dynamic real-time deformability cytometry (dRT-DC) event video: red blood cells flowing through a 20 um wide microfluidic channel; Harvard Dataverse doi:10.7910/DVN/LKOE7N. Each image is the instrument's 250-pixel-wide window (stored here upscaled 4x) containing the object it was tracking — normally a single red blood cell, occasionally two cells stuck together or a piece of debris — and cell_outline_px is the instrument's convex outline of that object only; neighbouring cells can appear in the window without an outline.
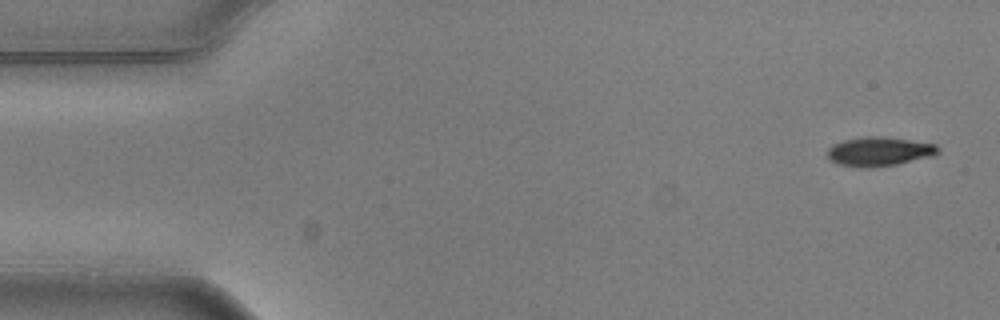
{"species": "common noctule bat (a hibernating species)", "species_latin": "Nyctalus noctula", "temperature_condition": "warm", "stored_images_in_passage": 2, "camera_frame_rate_fps": 3000, "um_per_image_px": 0.085, "animal": {"sex": "male", "body_mass_g": 20.5, "forearm_length_mm": 52.5}, "frame": {"image": 1, "passage_image": 1, "time_ms": 0.0, "image_size_px": [1000, 320], "cell_outline_px": [[940, 152], [932, 156], [896, 164], [872, 168], [860, 168], [836, 164], [828, 160], [828, 148], [832, 144], [844, 140], [868, 136], [880, 136], [936, 144], [940, 148]], "centroid_in_image_um": [74.7, 12.89], "position_along_channel_um": 10.3, "area_um2": 18.9}}